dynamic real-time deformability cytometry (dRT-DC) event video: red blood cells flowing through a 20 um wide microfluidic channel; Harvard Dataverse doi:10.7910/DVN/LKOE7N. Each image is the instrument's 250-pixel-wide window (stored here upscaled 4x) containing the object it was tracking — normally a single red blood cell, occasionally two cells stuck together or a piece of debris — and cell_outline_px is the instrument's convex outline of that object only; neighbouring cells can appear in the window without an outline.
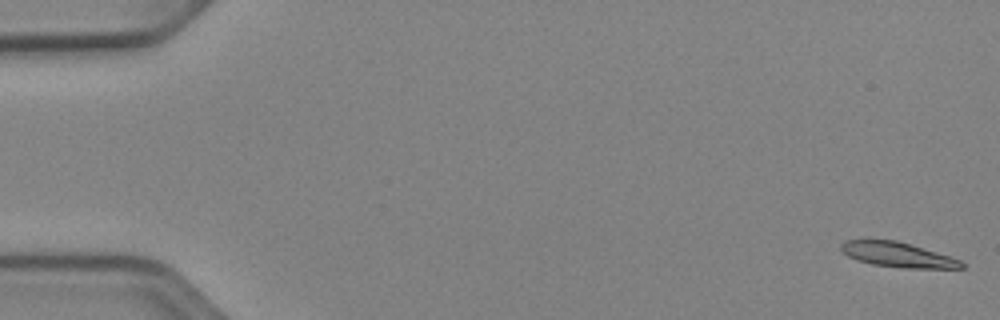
{"species": "Egyptian fruit bat (a non-hibernating species)", "species_latin": "Rousettus aegyptiacus", "temperature_condition": "cold", "stored_images_in_passage": 52, "camera_frame_rate_fps": 3000, "um_per_image_px": 0.085, "animal": {"sex": "female"}, "frame": {"image": 1, "passage_image": 1, "time_ms": 0.0, "image_size_px": [1000, 320], "cell_outline_px": [[964, 268], [904, 268], [872, 264], [856, 260], [848, 256], [840, 248], [840, 244], [844, 240], [864, 236], [896, 240], [948, 256], [960, 260], [964, 264]], "centroid_in_image_um": [76.15, 21.59], "position_along_channel_um": 8.8, "area_um2": 17.92}}
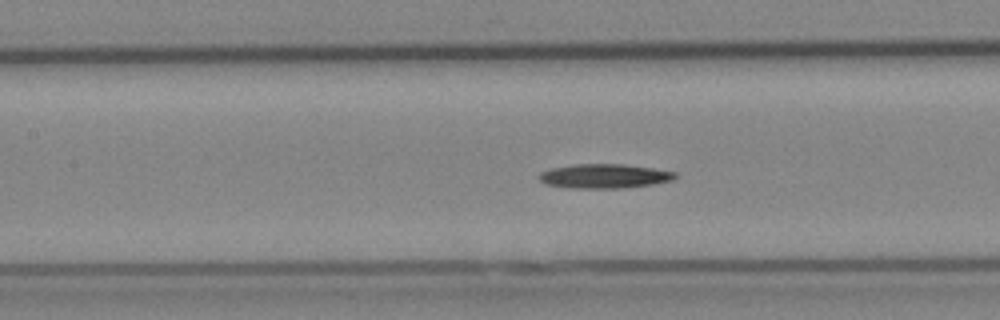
{"frame": {"image": 2, "passage_image": 24, "time_ms": 7.667, "image_size_px": [1000, 320], "cell_outline_px": [[676, 176], [672, 180], [652, 184], [624, 188], [568, 188], [544, 184], [536, 176], [540, 172], [552, 168], [576, 164], [624, 164], [652, 168], [676, 172]], "centroid_in_image_um": [51.32, 14.97], "position_along_channel_um": 156.1, "area_um2": 19.31}}
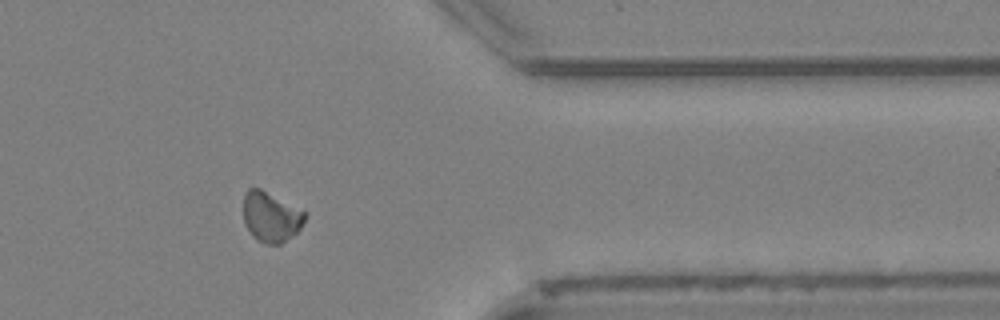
{"frame": {"image": 3, "passage_image": 43, "time_ms": 14.0, "image_size_px": [1000, 320], "cell_outline_px": [[304, 220], [300, 228], [292, 236], [280, 244], [264, 244], [256, 240], [252, 236], [244, 224], [244, 192], [248, 188], [260, 188], [304, 212]], "centroid_in_image_um": [22.97, 18.45], "position_along_channel_um": 388.4, "area_um2": 17.69}, "authors_computed_cell_mechanics": {"area_um2": 18.0625, "velocity_mm_per_s": 3.8981, "shape_relaxation_time_tau1_ms": 5.0059, "shape_relaxation_time_tau2_ms": null, "deformation_change_tau1": 0.124, "deformation_change_tau2": null}}